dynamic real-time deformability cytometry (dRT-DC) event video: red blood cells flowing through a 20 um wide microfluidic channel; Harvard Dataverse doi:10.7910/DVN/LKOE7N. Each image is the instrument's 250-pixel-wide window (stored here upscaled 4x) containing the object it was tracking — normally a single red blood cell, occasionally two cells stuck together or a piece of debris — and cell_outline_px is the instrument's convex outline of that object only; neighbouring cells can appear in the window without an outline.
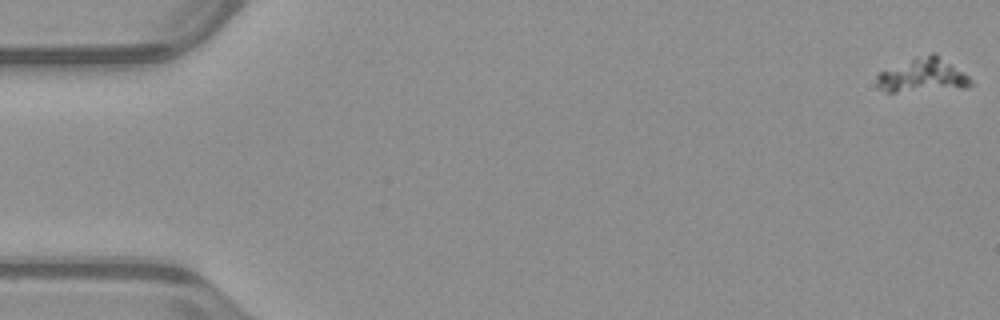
{"species": "common noctule bat (a hibernating species)", "species_latin": "Nyctalus noctula", "temperature_condition": "warm", "stored_images_in_passage": 45, "camera_frame_rate_fps": 3000, "um_per_image_px": 0.085, "animal": {"sex": "male", "body_mass_g": 23.1, "forearm_length_mm": 52.7}, "frame": {"image": 1, "passage_image": 1, "time_ms": 0.0, "image_size_px": [1000, 320], "cell_outline_px": [[972, 84], [964, 88], [896, 92], [884, 92], [876, 88], [876, 76], [880, 72], [932, 52], [936, 52], [968, 76], [972, 80]], "centroid_in_image_um": [78.43, 6.43], "position_along_channel_um": 6.6, "area_um2": 18.38}}
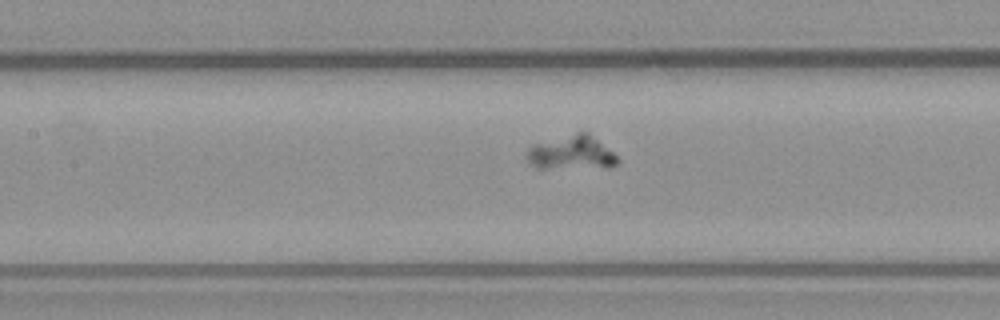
{"frame": {"image": 2, "passage_image": 25, "time_ms": 8.0, "image_size_px": [1000, 320], "cell_outline_px": [[620, 160], [616, 164], [544, 168], [536, 168], [524, 156], [528, 148], [532, 144], [576, 132], [588, 132], [612, 152]], "centroid_in_image_um": [48.47, 12.93], "position_along_channel_um": 158.9, "area_um2": 17.22}}
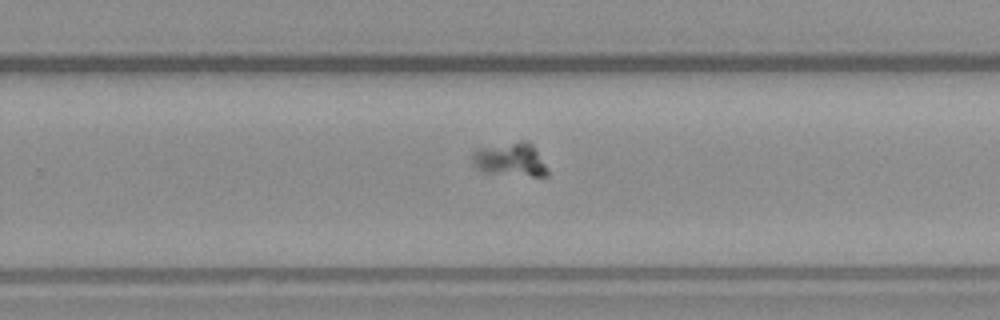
{"frame": {"image": 3, "passage_image": 35, "time_ms": 11.333, "image_size_px": [1000, 320], "cell_outline_px": [[548, 176], [532, 176], [484, 172], [476, 168], [472, 164], [472, 152], [476, 148], [520, 140], [528, 140], [532, 144], [544, 164], [548, 172]], "centroid_in_image_um": [43.33, 13.54], "position_along_channel_um": 286.5, "area_um2": 14.8}}